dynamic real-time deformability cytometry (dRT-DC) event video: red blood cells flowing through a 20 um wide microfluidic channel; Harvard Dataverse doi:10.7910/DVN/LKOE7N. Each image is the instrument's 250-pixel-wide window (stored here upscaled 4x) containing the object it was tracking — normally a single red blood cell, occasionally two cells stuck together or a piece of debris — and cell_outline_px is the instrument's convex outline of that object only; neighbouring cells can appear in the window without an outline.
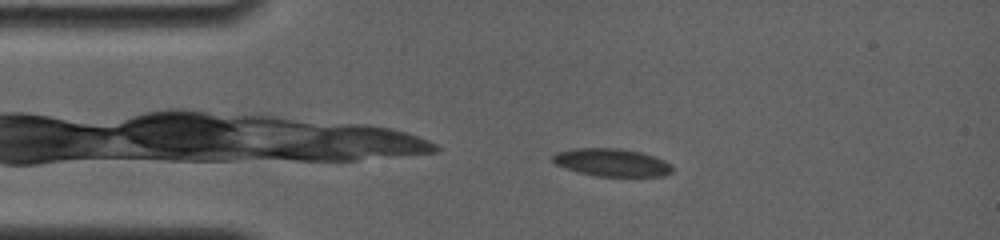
{"species": "common noctule bat (a hibernating species)", "species_latin": "Nyctalus noctula", "temperature_condition": "room temperature", "stored_images_in_passage": 20, "camera_frame_rate_fps": 4000, "um_per_image_px": 0.085, "animal": {"sex": "female", "body_mass_g": 19.0, "forearm_length_mm": 56.7}, "frame": {"image": 1, "passage_image": 3, "time_ms": 0.5, "image_size_px": [1000, 240], "cell_outline_px": [[672, 172], [664, 176], [596, 176], [564, 168], [556, 164], [552, 160], [552, 156], [556, 152], [572, 148], [620, 148], [640, 152], [664, 160], [672, 164]], "centroid_in_image_um": [51.99, 13.8], "position_along_channel_um": 33.0, "area_um2": 19.36}}
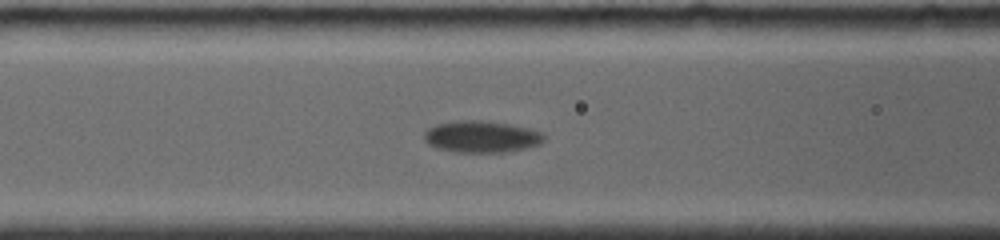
{"frame": {"image": 2, "passage_image": 13, "time_ms": 4.0, "image_size_px": [1000, 240], "cell_outline_px": [[544, 140], [540, 144], [528, 148], [504, 152], [452, 152], [436, 148], [428, 144], [424, 140], [424, 132], [428, 128], [436, 124], [460, 120], [480, 120], [508, 124], [528, 128], [540, 132], [544, 136]], "centroid_in_image_um": [40.89, 11.62], "position_along_channel_um": 125.7, "area_um2": 22.2}}
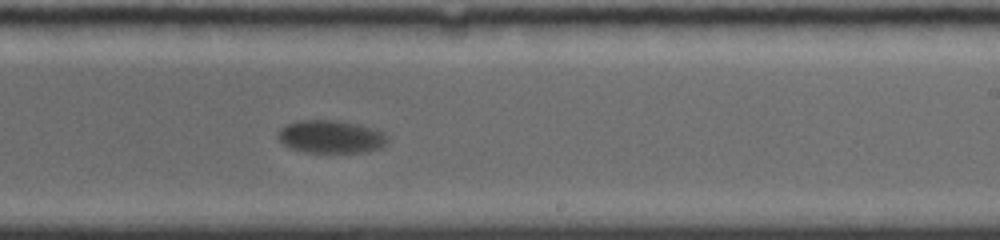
{"frame": {"image": 3, "passage_image": 20, "time_ms": 7.75, "image_size_px": [1000, 240], "cell_outline_px": [[388, 140], [380, 148], [360, 152], [304, 152], [288, 148], [276, 136], [276, 132], [280, 128], [288, 124], [300, 120], [336, 120], [376, 128], [384, 132], [388, 136]], "centroid_in_image_um": [28.1, 11.61], "position_along_channel_um": 260.9, "area_um2": 21.1}}